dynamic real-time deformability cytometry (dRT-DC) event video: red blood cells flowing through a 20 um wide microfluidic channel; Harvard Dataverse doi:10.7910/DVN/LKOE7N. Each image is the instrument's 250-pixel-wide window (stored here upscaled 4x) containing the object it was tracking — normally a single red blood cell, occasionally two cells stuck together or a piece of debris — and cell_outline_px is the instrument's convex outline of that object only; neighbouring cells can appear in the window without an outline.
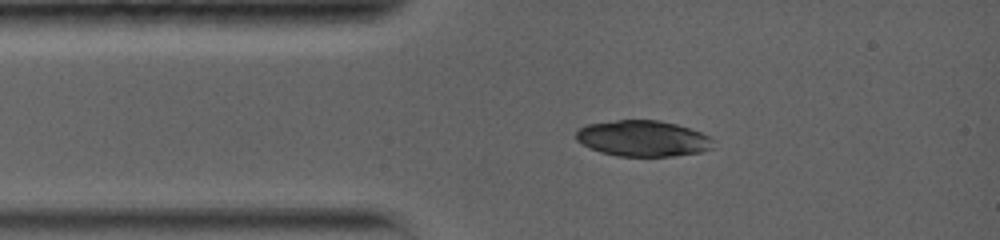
{"species": "common noctule bat (a hibernating species)", "species_latin": "Nyctalus noctula", "temperature_condition": "warm", "stored_images_in_passage": 1, "camera_frame_rate_fps": 5000, "um_per_image_px": 0.085, "animal": {"sex": "female", "body_mass_g": 19.0, "forearm_length_mm": 56.7}, "frame": {"image": 1, "passage_image": 1, "time_ms": 0.0, "image_size_px": [1000, 240], "cell_outline_px": [[716, 140], [712, 148], [700, 152], [672, 156], [616, 156], [600, 152], [576, 140], [576, 132], [580, 128], [588, 124], [616, 120], [660, 120], [676, 124], [700, 132]], "centroid_in_image_um": [54.67, 11.77], "position_along_channel_um": 30.3, "area_um2": 28.67}}